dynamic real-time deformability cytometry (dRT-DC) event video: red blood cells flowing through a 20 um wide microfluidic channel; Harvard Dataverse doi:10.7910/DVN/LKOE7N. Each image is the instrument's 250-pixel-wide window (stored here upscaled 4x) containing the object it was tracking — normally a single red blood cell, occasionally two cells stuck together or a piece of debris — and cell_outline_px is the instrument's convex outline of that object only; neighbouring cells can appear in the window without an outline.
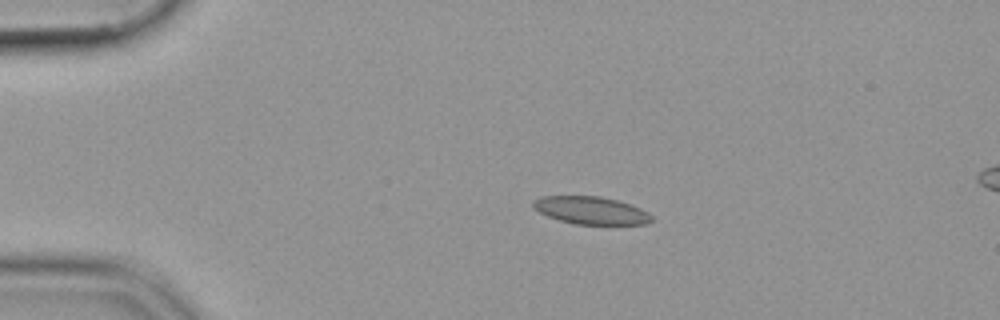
{"species": "common noctule bat (a hibernating species)", "species_latin": "Nyctalus noctula", "temperature_condition": "cold", "stored_images_in_passage": 44, "camera_frame_rate_fps": 3000, "um_per_image_px": 0.085, "animal": {"sex": "female", "body_mass_g": 19.9}, "frame": {"image": 1, "passage_image": 1, "time_ms": 0.0, "image_size_px": [1000, 320], "cell_outline_px": [[652, 220], [648, 224], [576, 224], [560, 220], [548, 216], [540, 212], [532, 204], [532, 200], [540, 196], [600, 196], [616, 200], [640, 208], [648, 212], [652, 216]], "centroid_in_image_um": [50.23, 17.88], "position_along_channel_um": 34.8, "area_um2": 18.9}}
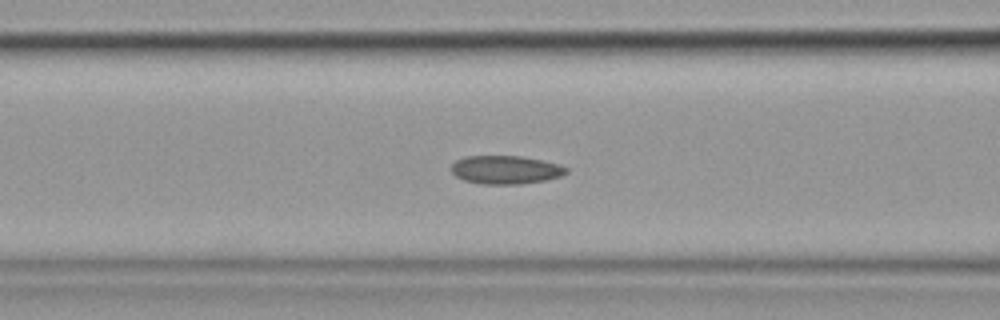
{"frame": {"image": 2, "passage_image": 12, "time_ms": 3.667, "image_size_px": [1000, 320], "cell_outline_px": [[568, 172], [560, 176], [544, 180], [520, 184], [480, 184], [464, 180], [456, 176], [452, 172], [452, 164], [456, 160], [464, 156], [520, 156], [540, 160], [556, 164], [568, 168]], "centroid_in_image_um": [42.94, 14.43], "position_along_channel_um": 123.7, "area_um2": 18.84}}
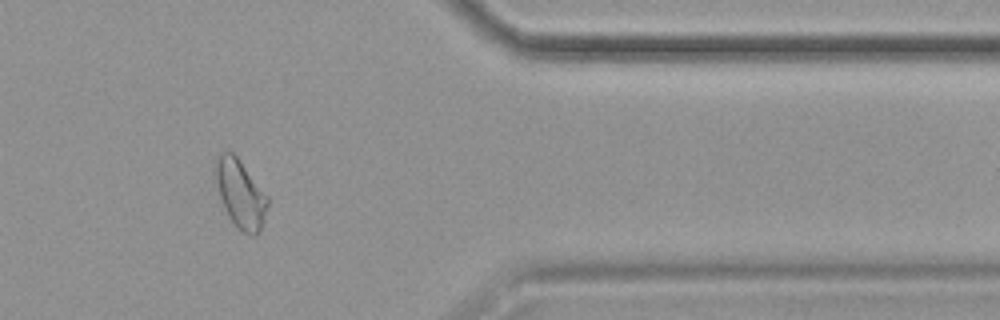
{"frame": {"image": 3, "passage_image": 35, "time_ms": 11.333, "image_size_px": [1000, 320], "cell_outline_px": [[268, 204], [264, 220], [260, 232], [256, 236], [252, 236], [236, 228], [228, 216], [224, 208], [220, 196], [212, 168], [220, 152], [228, 148], [236, 156], [268, 196]], "centroid_in_image_um": [20.41, 16.46], "position_along_channel_um": 391.0, "area_um2": 20.98}}